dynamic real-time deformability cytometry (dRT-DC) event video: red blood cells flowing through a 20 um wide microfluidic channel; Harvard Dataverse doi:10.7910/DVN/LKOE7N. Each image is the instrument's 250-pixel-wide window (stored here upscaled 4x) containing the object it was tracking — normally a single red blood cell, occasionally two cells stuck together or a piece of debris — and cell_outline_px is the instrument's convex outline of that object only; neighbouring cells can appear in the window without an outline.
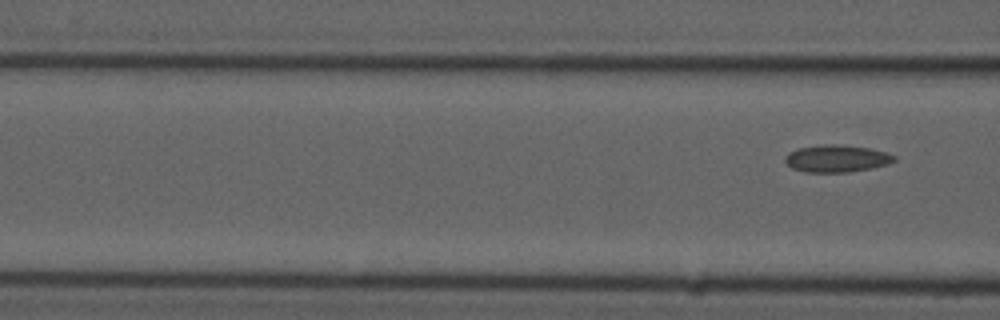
{"species": "common noctule bat (a hibernating species)", "species_latin": "Nyctalus noctula", "temperature_condition": "cold", "stored_images_in_passage": 5, "segment_of_instrument_passage": [2, 2], "camera_frame_rate_fps": 3000, "um_per_image_px": 0.085, "animal": {"sex": "male", "forearm_length_mm": 52.5}, "frame": {"image": 1, "passage_image": 5, "time_ms": 4.667, "image_size_px": [1000, 320], "cell_outline_px": [[896, 160], [888, 164], [872, 168], [848, 172], [804, 172], [792, 168], [784, 160], [784, 156], [788, 152], [800, 148], [824, 144], [836, 144], [868, 148], [888, 152], [896, 156]], "centroid_in_image_um": [71.13, 13.48], "position_along_channel_um": 95.5, "area_um2": 17.34}}